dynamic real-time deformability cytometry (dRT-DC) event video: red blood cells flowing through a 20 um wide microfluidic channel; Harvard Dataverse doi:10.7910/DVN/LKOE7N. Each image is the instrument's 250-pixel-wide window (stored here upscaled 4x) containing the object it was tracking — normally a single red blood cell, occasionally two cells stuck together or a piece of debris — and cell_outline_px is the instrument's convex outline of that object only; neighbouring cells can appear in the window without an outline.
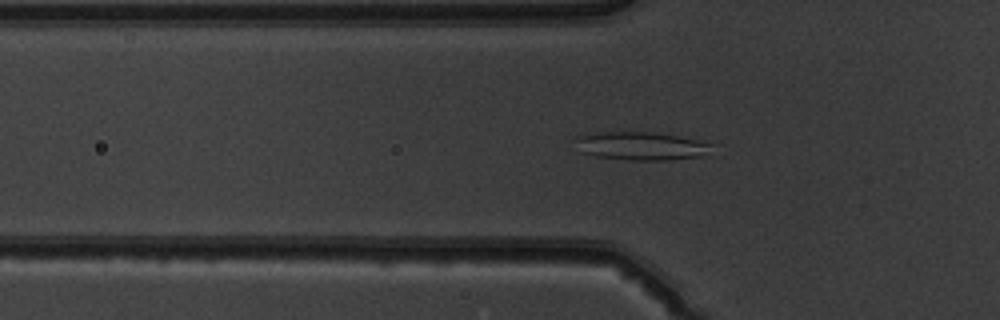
{"species": "common noctule bat (a hibernating species)", "species_latin": "Nyctalus noctula", "temperature_condition": "warm", "stored_images_in_passage": 48, "camera_frame_rate_fps": 3000, "um_per_image_px": 0.085, "animal": {"sex": "male", "body_mass_g": 19.5, "forearm_length_mm": 54.6}, "frame": {"image": 1, "passage_image": 17, "time_ms": 5.333, "image_size_px": [1000, 320], "cell_outline_px": [[712, 144], [700, 156], [672, 160], [628, 160], [592, 156], [580, 152], [576, 140], [576, 136], [600, 132], [652, 132], [676, 136]], "centroid_in_image_um": [54.38, 12.42], "position_along_channel_um": 71.4, "area_um2": 22.02}}
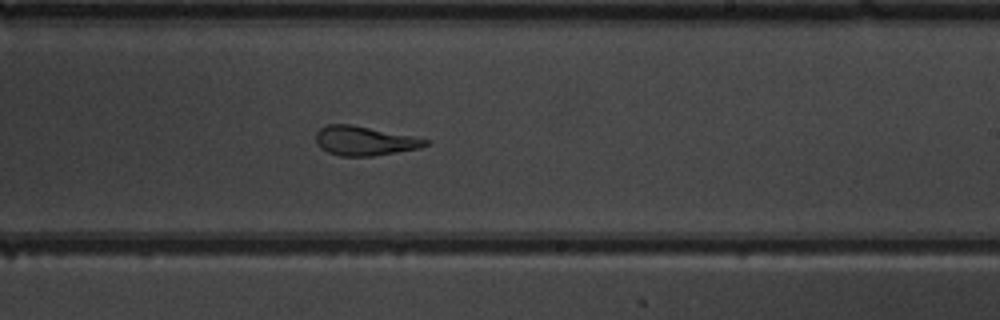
{"frame": {"image": 2, "passage_image": 31, "time_ms": 10.0, "image_size_px": [1000, 320], "cell_outline_px": [[428, 144], [420, 148], [372, 156], [340, 156], [328, 152], [320, 148], [316, 144], [316, 132], [320, 128], [328, 124], [352, 124], [416, 136], [428, 140]], "centroid_in_image_um": [30.97, 11.96], "position_along_channel_um": 258.0, "area_um2": 18.84}}
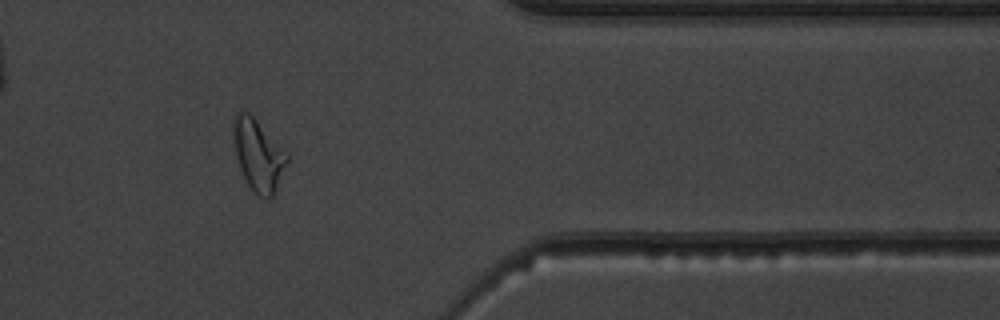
{"frame": {"image": 3, "passage_image": 42, "time_ms": 13.667, "image_size_px": [1000, 320], "cell_outline_px": [[288, 160], [276, 188], [272, 196], [268, 200], [264, 200], [248, 184], [240, 168], [236, 156], [232, 128], [232, 116], [236, 112], [248, 112], [288, 152]], "centroid_in_image_um": [21.94, 13.14], "position_along_channel_um": 389.5, "area_um2": 22.14}}